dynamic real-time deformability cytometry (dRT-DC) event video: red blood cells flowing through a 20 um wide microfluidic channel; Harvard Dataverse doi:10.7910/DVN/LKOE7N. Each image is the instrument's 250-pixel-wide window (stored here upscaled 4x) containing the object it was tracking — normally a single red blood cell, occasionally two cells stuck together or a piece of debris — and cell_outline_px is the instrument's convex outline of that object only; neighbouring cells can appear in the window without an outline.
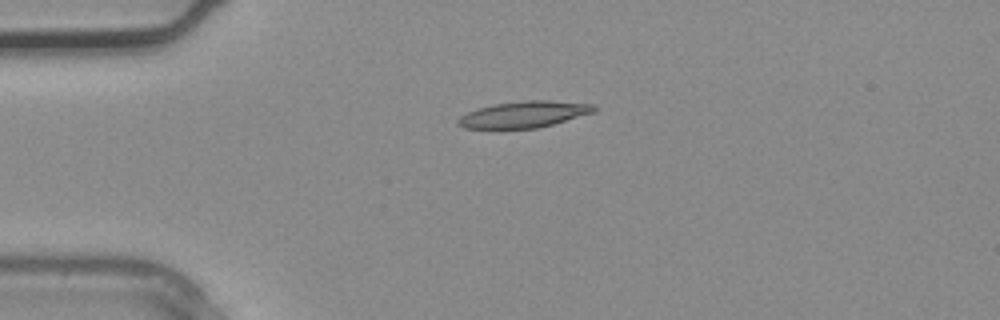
{"species": "common noctule bat (a hibernating species)", "species_latin": "Nyctalus noctula", "temperature_condition": "warm", "stored_images_in_passage": 2, "camera_frame_rate_fps": 3000, "um_per_image_px": 0.085, "animal": {"sex": "male", "body_mass_g": 20.4}, "frame": {"image": 1, "passage_image": 2, "time_ms": 0.333, "image_size_px": [1000, 320], "cell_outline_px": [[596, 108], [592, 112], [552, 124], [536, 128], [464, 128], [456, 120], [460, 116], [468, 112], [480, 108], [496, 104], [528, 100], [552, 100], [596, 104]], "centroid_in_image_um": [44.56, 9.71], "position_along_channel_um": 40.4, "area_um2": 20.46}}